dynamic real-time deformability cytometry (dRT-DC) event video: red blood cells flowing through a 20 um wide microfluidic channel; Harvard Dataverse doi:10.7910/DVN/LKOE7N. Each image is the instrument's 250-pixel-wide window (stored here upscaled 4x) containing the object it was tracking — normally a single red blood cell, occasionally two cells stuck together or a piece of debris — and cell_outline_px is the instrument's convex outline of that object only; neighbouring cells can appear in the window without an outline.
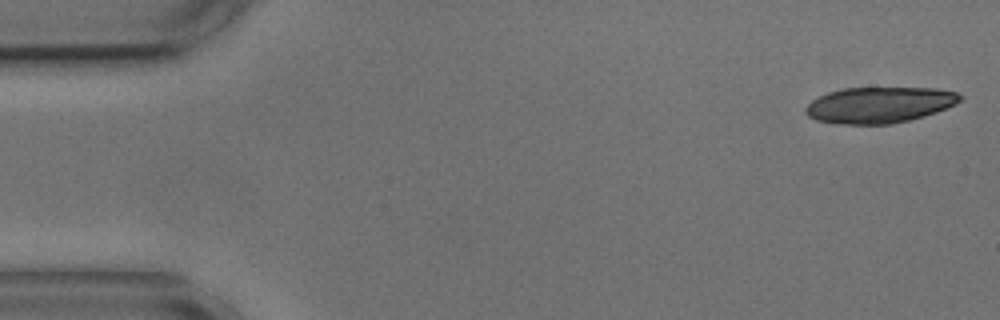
{"species": "common noctule bat (a hibernating species)", "species_latin": "Nyctalus noctula", "temperature_condition": "cold", "stored_images_in_passage": 35, "camera_frame_rate_fps": 3000, "um_per_image_px": 0.085, "animal": {"sex": "male", "body_mass_g": 17.9, "forearm_length_mm": 54.2}, "frame": {"image": 1, "passage_image": 1, "time_ms": 0.0, "image_size_px": [1000, 320], "cell_outline_px": [[964, 96], [956, 104], [936, 112], [924, 116], [892, 124], [836, 124], [816, 120], [808, 116], [804, 112], [804, 108], [812, 100], [828, 92], [844, 88], [936, 88], [956, 92]], "centroid_in_image_um": [74.73, 8.92], "position_along_channel_um": 10.3, "area_um2": 32.48}}